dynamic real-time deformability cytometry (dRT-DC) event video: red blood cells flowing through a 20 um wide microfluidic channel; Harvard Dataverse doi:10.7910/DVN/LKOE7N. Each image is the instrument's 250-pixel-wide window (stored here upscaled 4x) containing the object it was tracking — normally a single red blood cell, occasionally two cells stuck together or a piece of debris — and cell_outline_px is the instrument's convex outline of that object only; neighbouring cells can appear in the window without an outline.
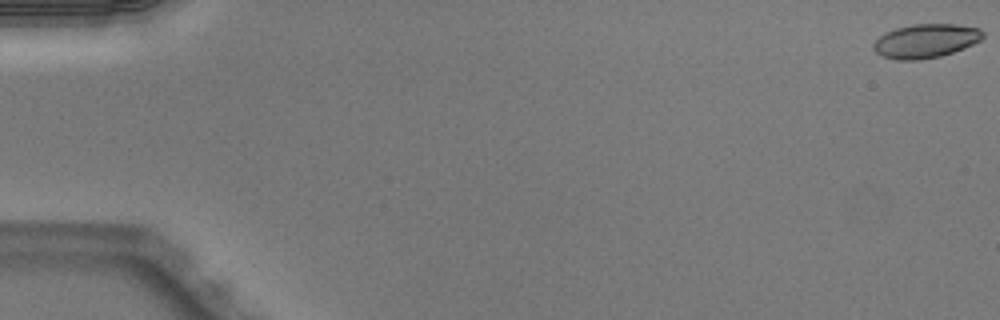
{"species": "Egyptian fruit bat (a non-hibernating species)", "species_latin": "Rousettus aegyptiacus", "temperature_condition": "warm", "stored_images_in_passage": 51, "camera_frame_rate_fps": 3000, "um_per_image_px": 0.085, "animal": {"sex": "male"}, "frame": {"image": 1, "passage_image": 1, "time_ms": 0.0, "image_size_px": [1000, 320], "cell_outline_px": [[984, 36], [980, 40], [964, 48], [940, 56], [920, 60], [896, 60], [884, 56], [876, 52], [872, 48], [872, 44], [880, 36], [896, 28], [912, 24], [956, 24], [980, 28], [984, 32]], "centroid_in_image_um": [78.69, 3.47], "position_along_channel_um": 6.3, "area_um2": 21.56}}
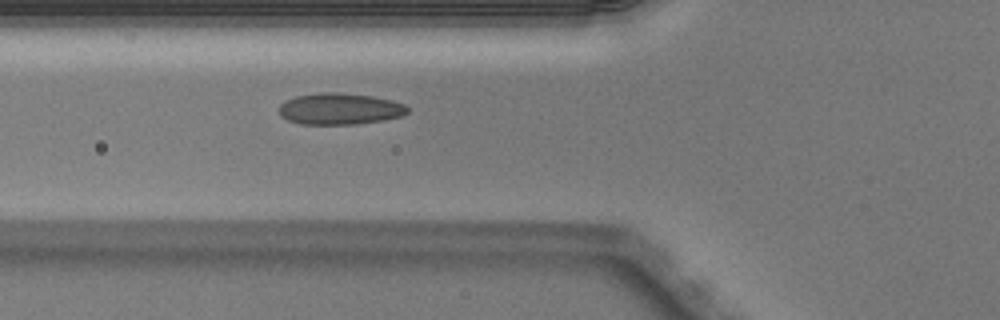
{"frame": {"image": 2, "passage_image": 20, "time_ms": 6.333, "image_size_px": [1000, 320], "cell_outline_px": [[408, 112], [404, 116], [356, 124], [300, 124], [288, 120], [280, 116], [280, 104], [284, 100], [296, 96], [320, 92], [336, 92], [372, 96], [392, 100], [404, 104], [408, 108]], "centroid_in_image_um": [28.87, 9.25], "position_along_channel_um": 96.9, "area_um2": 23.58}}
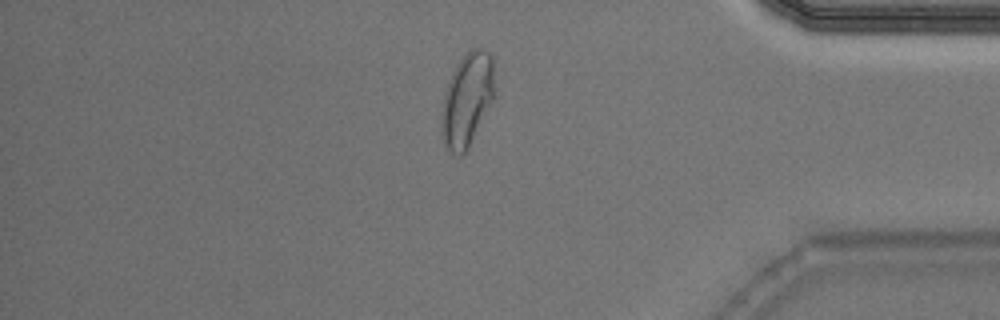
{"frame": {"image": 3, "passage_image": 44, "time_ms": 14.333, "image_size_px": [1000, 320], "cell_outline_px": [[492, 100], [468, 148], [460, 156], [452, 152], [444, 144], [444, 92], [452, 72], [460, 60], [472, 48], [484, 48], [492, 56]], "centroid_in_image_um": [39.71, 8.42], "position_along_channel_um": 395.5, "area_um2": 27.34}, "authors_computed_cell_mechanics": {"area_um2": 22.6576, "velocity_mm_per_s": 4.0381, "shape_relaxation_time_tau1_ms": 6.7782, "shape_relaxation_time_tau2_ms": null, "deformation_change_tau1": 0.2139, "deformation_change_tau2": null}}